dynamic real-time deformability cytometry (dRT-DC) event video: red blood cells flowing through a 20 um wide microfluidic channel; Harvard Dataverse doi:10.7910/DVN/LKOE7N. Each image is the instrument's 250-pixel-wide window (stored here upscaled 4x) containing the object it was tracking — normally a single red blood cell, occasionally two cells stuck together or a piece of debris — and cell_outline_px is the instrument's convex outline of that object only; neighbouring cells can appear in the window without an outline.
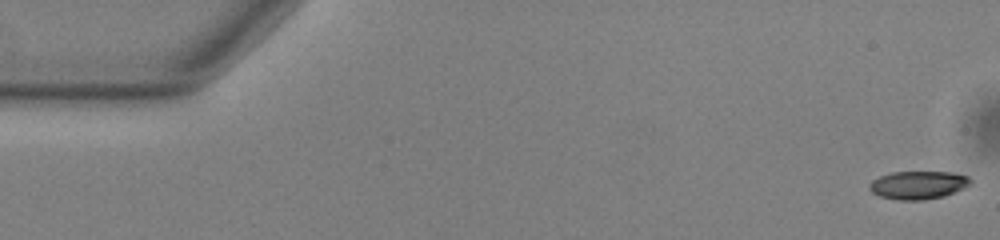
{"species": "common noctule bat (a hibernating species)", "species_latin": "Nyctalus noctula", "temperature_condition": "warm", "stored_images_in_passage": 54, "camera_frame_rate_fps": 3000, "um_per_image_px": 0.085, "animal": {"sex": "male", "body_mass_g": 13.0, "forearm_length_mm": 53.1}, "frame": {"image": 1, "passage_image": 1, "time_ms": 0.0, "image_size_px": [1000, 240], "cell_outline_px": [[972, 184], [964, 188], [944, 196], [924, 200], [900, 200], [880, 196], [872, 192], [868, 188], [868, 184], [872, 180], [880, 176], [892, 172], [956, 172], [968, 176], [972, 180]], "centroid_in_image_um": [78.07, 15.72], "position_along_channel_um": 6.9, "area_um2": 16.7}}
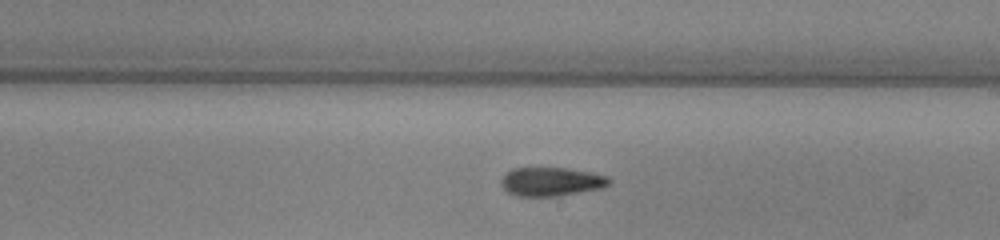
{"frame": {"image": 2, "passage_image": 31, "time_ms": 10.0, "image_size_px": [1000, 240], "cell_outline_px": [[612, 180], [604, 188], [556, 196], [516, 196], [508, 192], [500, 184], [500, 180], [512, 168], [568, 168], [592, 172], [608, 176]], "centroid_in_image_um": [46.88, 15.44], "position_along_channel_um": 242.1, "area_um2": 18.15}}
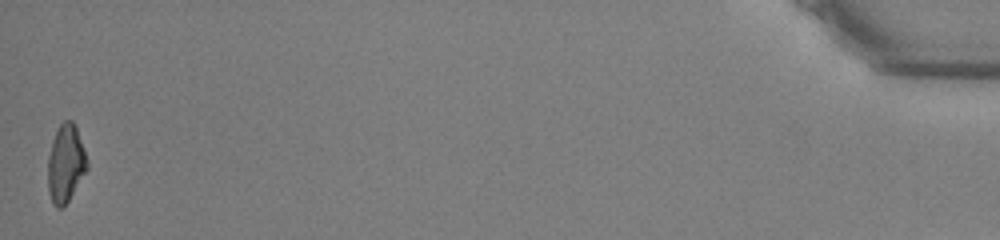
{"frame": {"image": 3, "passage_image": 54, "time_ms": 17.667, "image_size_px": [1000, 240], "cell_outline_px": [[88, 168], [68, 200], [60, 208], [56, 208], [52, 204], [48, 192], [48, 156], [56, 132], [60, 124], [64, 120], [72, 120], [76, 124], [88, 160]], "centroid_in_image_um": [5.59, 13.88], "position_along_channel_um": 429.6, "area_um2": 17.74}, "authors_computed_cell_mechanics": {"area_um2": 17.918, "velocity_mm_per_s": 3.7881, "shape_relaxation_time_tau1_ms": 7.2948, "shape_relaxation_time_tau2_ms": 4.7199, "deformation_change_tau1": 0.2102, "deformation_change_tau2": 0.1432}}